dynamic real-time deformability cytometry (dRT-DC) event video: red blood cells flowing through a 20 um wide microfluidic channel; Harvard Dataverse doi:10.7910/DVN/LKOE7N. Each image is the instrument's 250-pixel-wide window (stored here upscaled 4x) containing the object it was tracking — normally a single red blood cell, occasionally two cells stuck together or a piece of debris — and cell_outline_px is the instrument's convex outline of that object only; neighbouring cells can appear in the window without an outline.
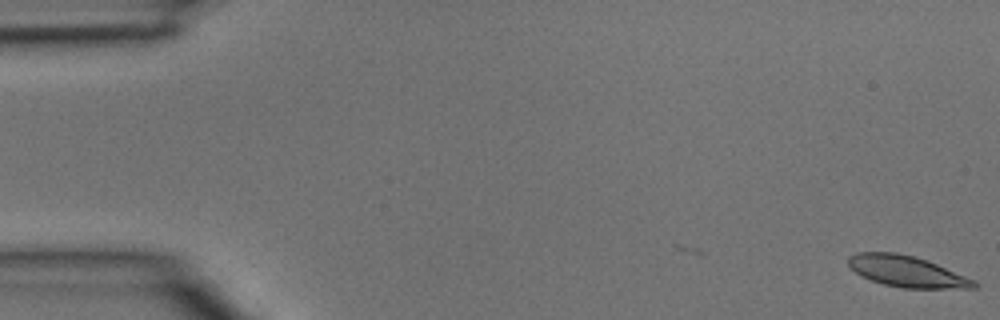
{"species": "common noctule bat (a hibernating species)", "species_latin": "Nyctalus noctula", "temperature_condition": "room temperature", "stored_images_in_passage": 3, "segment_of_instrument_passage": [2, 2], "camera_frame_rate_fps": 3000, "um_per_image_px": 0.085, "animal": {"sex": "male", "body_mass_g": 15.6}, "frame": {"image": 1, "passage_image": 3, "time_ms": 0.667, "image_size_px": [1000, 320], "cell_outline_px": [[980, 284], [976, 288], [904, 288], [884, 284], [860, 276], [848, 268], [848, 256], [856, 252], [896, 252], [912, 256], [936, 264], [976, 280]], "centroid_in_image_um": [77.04, 23.07], "position_along_channel_um": 8.0, "area_um2": 22.83}}